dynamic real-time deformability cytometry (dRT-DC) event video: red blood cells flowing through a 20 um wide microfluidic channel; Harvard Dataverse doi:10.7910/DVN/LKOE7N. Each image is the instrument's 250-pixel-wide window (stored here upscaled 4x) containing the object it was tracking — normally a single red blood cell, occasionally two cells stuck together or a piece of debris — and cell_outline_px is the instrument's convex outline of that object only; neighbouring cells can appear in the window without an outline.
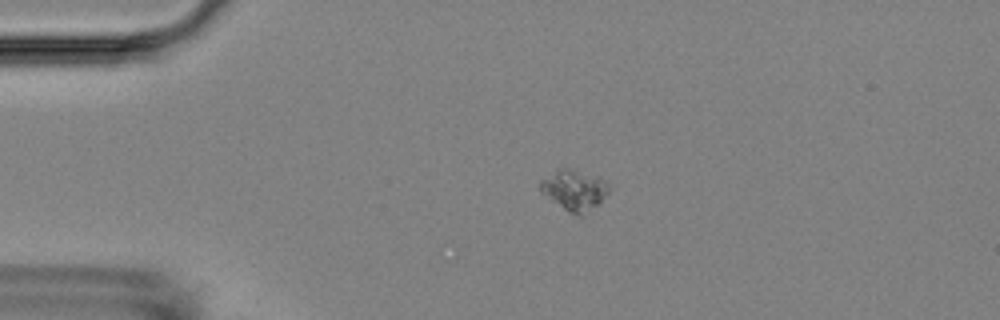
{"species": "Egyptian fruit bat (a non-hibernating species)", "species_latin": "Rousettus aegyptiacus", "temperature_condition": "room temperature", "stored_images_in_passage": 2, "camera_frame_rate_fps": 3000, "um_per_image_px": 0.085, "animal": {"sex": "female"}, "frame": {"image": 1, "passage_image": 1, "time_ms": 0.0, "image_size_px": [1000, 320], "cell_outline_px": [[612, 188], [596, 204], [580, 216], [576, 216], [568, 212], [540, 192], [540, 180], [556, 168], [572, 168], [596, 176], [604, 180]], "centroid_in_image_um": [48.77, 16.12], "position_along_channel_um": 36.2, "area_um2": 16.13}}